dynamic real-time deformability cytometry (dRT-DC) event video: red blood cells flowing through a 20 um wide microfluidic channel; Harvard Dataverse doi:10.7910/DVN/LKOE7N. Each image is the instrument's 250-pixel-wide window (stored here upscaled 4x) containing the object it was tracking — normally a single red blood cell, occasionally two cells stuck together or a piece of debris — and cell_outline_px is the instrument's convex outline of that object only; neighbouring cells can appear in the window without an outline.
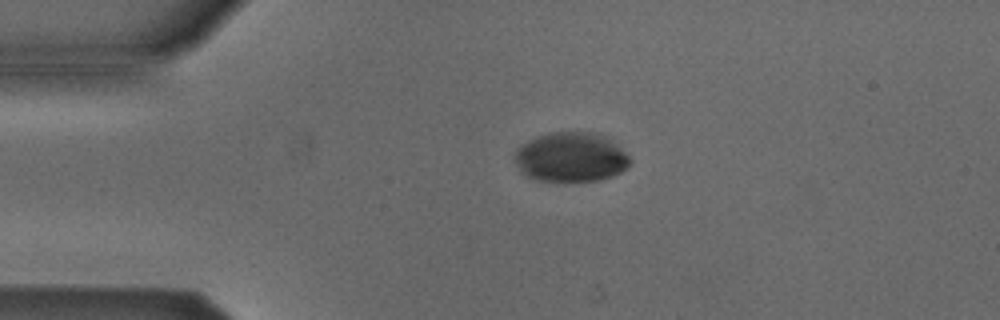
{"species": "Egyptian fruit bat (a non-hibernating species)", "species_latin": "Rousettus aegyptiacus", "temperature_condition": "cold", "stored_images_in_passage": 3, "camera_frame_rate_fps": 3000, "um_per_image_px": 0.085, "animal": {"sex": "male"}, "frame": {"image": 1, "passage_image": 2, "time_ms": 1.0, "image_size_px": [1000, 320], "cell_outline_px": [[632, 160], [628, 168], [612, 176], [600, 180], [540, 180], [528, 176], [520, 168], [516, 160], [516, 148], [520, 144], [528, 140], [552, 132], [592, 132], [604, 136], [620, 148]], "centroid_in_image_um": [48.55, 13.34], "position_along_channel_um": 36.4, "area_um2": 32.66}}